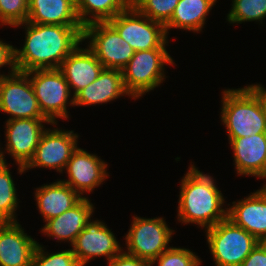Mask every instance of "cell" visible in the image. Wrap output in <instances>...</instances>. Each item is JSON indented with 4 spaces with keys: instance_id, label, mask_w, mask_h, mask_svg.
Listing matches in <instances>:
<instances>
[{
    "instance_id": "obj_28",
    "label": "cell",
    "mask_w": 266,
    "mask_h": 266,
    "mask_svg": "<svg viewBox=\"0 0 266 266\" xmlns=\"http://www.w3.org/2000/svg\"><path fill=\"white\" fill-rule=\"evenodd\" d=\"M43 244H37L31 266H80L72 249L49 253Z\"/></svg>"
},
{
    "instance_id": "obj_27",
    "label": "cell",
    "mask_w": 266,
    "mask_h": 266,
    "mask_svg": "<svg viewBox=\"0 0 266 266\" xmlns=\"http://www.w3.org/2000/svg\"><path fill=\"white\" fill-rule=\"evenodd\" d=\"M178 2L179 0H132L131 4L142 15L165 26L171 20Z\"/></svg>"
},
{
    "instance_id": "obj_18",
    "label": "cell",
    "mask_w": 266,
    "mask_h": 266,
    "mask_svg": "<svg viewBox=\"0 0 266 266\" xmlns=\"http://www.w3.org/2000/svg\"><path fill=\"white\" fill-rule=\"evenodd\" d=\"M94 211L95 207L89 197H84L71 209L47 220L40 232L46 237H52L57 242L64 241L71 246L93 216Z\"/></svg>"
},
{
    "instance_id": "obj_21",
    "label": "cell",
    "mask_w": 266,
    "mask_h": 266,
    "mask_svg": "<svg viewBox=\"0 0 266 266\" xmlns=\"http://www.w3.org/2000/svg\"><path fill=\"white\" fill-rule=\"evenodd\" d=\"M33 194L44 222L71 209L82 199L77 192L60 179L37 187Z\"/></svg>"
},
{
    "instance_id": "obj_34",
    "label": "cell",
    "mask_w": 266,
    "mask_h": 266,
    "mask_svg": "<svg viewBox=\"0 0 266 266\" xmlns=\"http://www.w3.org/2000/svg\"><path fill=\"white\" fill-rule=\"evenodd\" d=\"M260 99L265 117H266V88L262 84L247 85Z\"/></svg>"
},
{
    "instance_id": "obj_12",
    "label": "cell",
    "mask_w": 266,
    "mask_h": 266,
    "mask_svg": "<svg viewBox=\"0 0 266 266\" xmlns=\"http://www.w3.org/2000/svg\"><path fill=\"white\" fill-rule=\"evenodd\" d=\"M42 134L33 158L24 167L25 172L33 168H49L63 174L73 152L77 149L79 135L74 130L52 127Z\"/></svg>"
},
{
    "instance_id": "obj_5",
    "label": "cell",
    "mask_w": 266,
    "mask_h": 266,
    "mask_svg": "<svg viewBox=\"0 0 266 266\" xmlns=\"http://www.w3.org/2000/svg\"><path fill=\"white\" fill-rule=\"evenodd\" d=\"M205 232L215 266H241L260 242L228 218L205 229Z\"/></svg>"
},
{
    "instance_id": "obj_9",
    "label": "cell",
    "mask_w": 266,
    "mask_h": 266,
    "mask_svg": "<svg viewBox=\"0 0 266 266\" xmlns=\"http://www.w3.org/2000/svg\"><path fill=\"white\" fill-rule=\"evenodd\" d=\"M56 126L57 123H51L47 119H11L5 121V150L0 147L5 162L8 153L15 165L19 174L26 173L24 167L33 158L36 147L38 146L42 134L47 129L45 124ZM1 146V144H0Z\"/></svg>"
},
{
    "instance_id": "obj_33",
    "label": "cell",
    "mask_w": 266,
    "mask_h": 266,
    "mask_svg": "<svg viewBox=\"0 0 266 266\" xmlns=\"http://www.w3.org/2000/svg\"><path fill=\"white\" fill-rule=\"evenodd\" d=\"M241 266H266V242H259Z\"/></svg>"
},
{
    "instance_id": "obj_1",
    "label": "cell",
    "mask_w": 266,
    "mask_h": 266,
    "mask_svg": "<svg viewBox=\"0 0 266 266\" xmlns=\"http://www.w3.org/2000/svg\"><path fill=\"white\" fill-rule=\"evenodd\" d=\"M25 29L23 47H15V65L19 72L57 69L78 46L83 45V26H63L24 22L13 27Z\"/></svg>"
},
{
    "instance_id": "obj_25",
    "label": "cell",
    "mask_w": 266,
    "mask_h": 266,
    "mask_svg": "<svg viewBox=\"0 0 266 266\" xmlns=\"http://www.w3.org/2000/svg\"><path fill=\"white\" fill-rule=\"evenodd\" d=\"M8 163L0 168V223L18 222L16 210L20 203Z\"/></svg>"
},
{
    "instance_id": "obj_22",
    "label": "cell",
    "mask_w": 266,
    "mask_h": 266,
    "mask_svg": "<svg viewBox=\"0 0 266 266\" xmlns=\"http://www.w3.org/2000/svg\"><path fill=\"white\" fill-rule=\"evenodd\" d=\"M27 22L82 26L76 11V0H29Z\"/></svg>"
},
{
    "instance_id": "obj_20",
    "label": "cell",
    "mask_w": 266,
    "mask_h": 266,
    "mask_svg": "<svg viewBox=\"0 0 266 266\" xmlns=\"http://www.w3.org/2000/svg\"><path fill=\"white\" fill-rule=\"evenodd\" d=\"M123 96L131 97L125 88L122 71L104 68L96 80L74 96V107L102 105Z\"/></svg>"
},
{
    "instance_id": "obj_15",
    "label": "cell",
    "mask_w": 266,
    "mask_h": 266,
    "mask_svg": "<svg viewBox=\"0 0 266 266\" xmlns=\"http://www.w3.org/2000/svg\"><path fill=\"white\" fill-rule=\"evenodd\" d=\"M227 218L258 241L266 242V183L247 197L226 205Z\"/></svg>"
},
{
    "instance_id": "obj_24",
    "label": "cell",
    "mask_w": 266,
    "mask_h": 266,
    "mask_svg": "<svg viewBox=\"0 0 266 266\" xmlns=\"http://www.w3.org/2000/svg\"><path fill=\"white\" fill-rule=\"evenodd\" d=\"M131 0H76V11L83 27L96 22H108L125 11Z\"/></svg>"
},
{
    "instance_id": "obj_11",
    "label": "cell",
    "mask_w": 266,
    "mask_h": 266,
    "mask_svg": "<svg viewBox=\"0 0 266 266\" xmlns=\"http://www.w3.org/2000/svg\"><path fill=\"white\" fill-rule=\"evenodd\" d=\"M0 112L11 119H46L38 106L29 76L16 71L12 75L0 74Z\"/></svg>"
},
{
    "instance_id": "obj_31",
    "label": "cell",
    "mask_w": 266,
    "mask_h": 266,
    "mask_svg": "<svg viewBox=\"0 0 266 266\" xmlns=\"http://www.w3.org/2000/svg\"><path fill=\"white\" fill-rule=\"evenodd\" d=\"M15 47L0 39V69L8 66V76L14 74L17 69L15 65Z\"/></svg>"
},
{
    "instance_id": "obj_7",
    "label": "cell",
    "mask_w": 266,
    "mask_h": 266,
    "mask_svg": "<svg viewBox=\"0 0 266 266\" xmlns=\"http://www.w3.org/2000/svg\"><path fill=\"white\" fill-rule=\"evenodd\" d=\"M174 232L163 217L145 218L134 215L125 235L127 251L124 252L153 261L170 247L168 244Z\"/></svg>"
},
{
    "instance_id": "obj_26",
    "label": "cell",
    "mask_w": 266,
    "mask_h": 266,
    "mask_svg": "<svg viewBox=\"0 0 266 266\" xmlns=\"http://www.w3.org/2000/svg\"><path fill=\"white\" fill-rule=\"evenodd\" d=\"M226 21L230 24L260 22L266 18V0H232Z\"/></svg>"
},
{
    "instance_id": "obj_4",
    "label": "cell",
    "mask_w": 266,
    "mask_h": 266,
    "mask_svg": "<svg viewBox=\"0 0 266 266\" xmlns=\"http://www.w3.org/2000/svg\"><path fill=\"white\" fill-rule=\"evenodd\" d=\"M173 59L166 48L135 51L121 70L125 88L131 98L139 99L160 86L166 79L165 66H173Z\"/></svg>"
},
{
    "instance_id": "obj_17",
    "label": "cell",
    "mask_w": 266,
    "mask_h": 266,
    "mask_svg": "<svg viewBox=\"0 0 266 266\" xmlns=\"http://www.w3.org/2000/svg\"><path fill=\"white\" fill-rule=\"evenodd\" d=\"M19 222L0 223V266H31L38 242Z\"/></svg>"
},
{
    "instance_id": "obj_19",
    "label": "cell",
    "mask_w": 266,
    "mask_h": 266,
    "mask_svg": "<svg viewBox=\"0 0 266 266\" xmlns=\"http://www.w3.org/2000/svg\"><path fill=\"white\" fill-rule=\"evenodd\" d=\"M85 47L78 45L58 68L65 77L73 96L96 80L104 69L94 52L88 46Z\"/></svg>"
},
{
    "instance_id": "obj_2",
    "label": "cell",
    "mask_w": 266,
    "mask_h": 266,
    "mask_svg": "<svg viewBox=\"0 0 266 266\" xmlns=\"http://www.w3.org/2000/svg\"><path fill=\"white\" fill-rule=\"evenodd\" d=\"M181 179L177 220L207 229L227 218L225 197L214 178L198 170L194 163ZM225 207V208H224Z\"/></svg>"
},
{
    "instance_id": "obj_29",
    "label": "cell",
    "mask_w": 266,
    "mask_h": 266,
    "mask_svg": "<svg viewBox=\"0 0 266 266\" xmlns=\"http://www.w3.org/2000/svg\"><path fill=\"white\" fill-rule=\"evenodd\" d=\"M201 263V258L195 252L188 248L173 246L152 261V264L157 266H200Z\"/></svg>"
},
{
    "instance_id": "obj_32",
    "label": "cell",
    "mask_w": 266,
    "mask_h": 266,
    "mask_svg": "<svg viewBox=\"0 0 266 266\" xmlns=\"http://www.w3.org/2000/svg\"><path fill=\"white\" fill-rule=\"evenodd\" d=\"M108 266H153L152 261L138 258L136 256L130 255L124 250L113 257L109 262Z\"/></svg>"
},
{
    "instance_id": "obj_6",
    "label": "cell",
    "mask_w": 266,
    "mask_h": 266,
    "mask_svg": "<svg viewBox=\"0 0 266 266\" xmlns=\"http://www.w3.org/2000/svg\"><path fill=\"white\" fill-rule=\"evenodd\" d=\"M30 78L39 109L51 123L69 119L67 108L74 106V96L62 72L57 69H37L26 72ZM72 97V98H71Z\"/></svg>"
},
{
    "instance_id": "obj_23",
    "label": "cell",
    "mask_w": 266,
    "mask_h": 266,
    "mask_svg": "<svg viewBox=\"0 0 266 266\" xmlns=\"http://www.w3.org/2000/svg\"><path fill=\"white\" fill-rule=\"evenodd\" d=\"M217 0H179L171 20L165 25L168 36L170 29L202 32L207 16L216 5Z\"/></svg>"
},
{
    "instance_id": "obj_13",
    "label": "cell",
    "mask_w": 266,
    "mask_h": 266,
    "mask_svg": "<svg viewBox=\"0 0 266 266\" xmlns=\"http://www.w3.org/2000/svg\"><path fill=\"white\" fill-rule=\"evenodd\" d=\"M111 230L106 223L97 219L93 220V217L86 223L85 228L71 245L72 252L80 266H85L92 259L104 256L109 262L124 250Z\"/></svg>"
},
{
    "instance_id": "obj_30",
    "label": "cell",
    "mask_w": 266,
    "mask_h": 266,
    "mask_svg": "<svg viewBox=\"0 0 266 266\" xmlns=\"http://www.w3.org/2000/svg\"><path fill=\"white\" fill-rule=\"evenodd\" d=\"M29 0H0V26L13 27L27 21Z\"/></svg>"
},
{
    "instance_id": "obj_3",
    "label": "cell",
    "mask_w": 266,
    "mask_h": 266,
    "mask_svg": "<svg viewBox=\"0 0 266 266\" xmlns=\"http://www.w3.org/2000/svg\"><path fill=\"white\" fill-rule=\"evenodd\" d=\"M221 123L228 138L266 133V117L259 97L248 87L222 91Z\"/></svg>"
},
{
    "instance_id": "obj_8",
    "label": "cell",
    "mask_w": 266,
    "mask_h": 266,
    "mask_svg": "<svg viewBox=\"0 0 266 266\" xmlns=\"http://www.w3.org/2000/svg\"><path fill=\"white\" fill-rule=\"evenodd\" d=\"M108 23L135 51L169 46L165 26L142 15L132 4Z\"/></svg>"
},
{
    "instance_id": "obj_10",
    "label": "cell",
    "mask_w": 266,
    "mask_h": 266,
    "mask_svg": "<svg viewBox=\"0 0 266 266\" xmlns=\"http://www.w3.org/2000/svg\"><path fill=\"white\" fill-rule=\"evenodd\" d=\"M95 54L105 69L122 70L135 50L108 22L88 24L83 29V42Z\"/></svg>"
},
{
    "instance_id": "obj_35",
    "label": "cell",
    "mask_w": 266,
    "mask_h": 266,
    "mask_svg": "<svg viewBox=\"0 0 266 266\" xmlns=\"http://www.w3.org/2000/svg\"><path fill=\"white\" fill-rule=\"evenodd\" d=\"M5 163H8V162H5V159L2 155V153L0 152V168L5 164Z\"/></svg>"
},
{
    "instance_id": "obj_16",
    "label": "cell",
    "mask_w": 266,
    "mask_h": 266,
    "mask_svg": "<svg viewBox=\"0 0 266 266\" xmlns=\"http://www.w3.org/2000/svg\"><path fill=\"white\" fill-rule=\"evenodd\" d=\"M238 176H256L266 180V133L228 138Z\"/></svg>"
},
{
    "instance_id": "obj_14",
    "label": "cell",
    "mask_w": 266,
    "mask_h": 266,
    "mask_svg": "<svg viewBox=\"0 0 266 266\" xmlns=\"http://www.w3.org/2000/svg\"><path fill=\"white\" fill-rule=\"evenodd\" d=\"M107 169L108 163L100 156L77 147L64 169L68 180H60L84 198V193L93 192L110 176Z\"/></svg>"
}]
</instances>
